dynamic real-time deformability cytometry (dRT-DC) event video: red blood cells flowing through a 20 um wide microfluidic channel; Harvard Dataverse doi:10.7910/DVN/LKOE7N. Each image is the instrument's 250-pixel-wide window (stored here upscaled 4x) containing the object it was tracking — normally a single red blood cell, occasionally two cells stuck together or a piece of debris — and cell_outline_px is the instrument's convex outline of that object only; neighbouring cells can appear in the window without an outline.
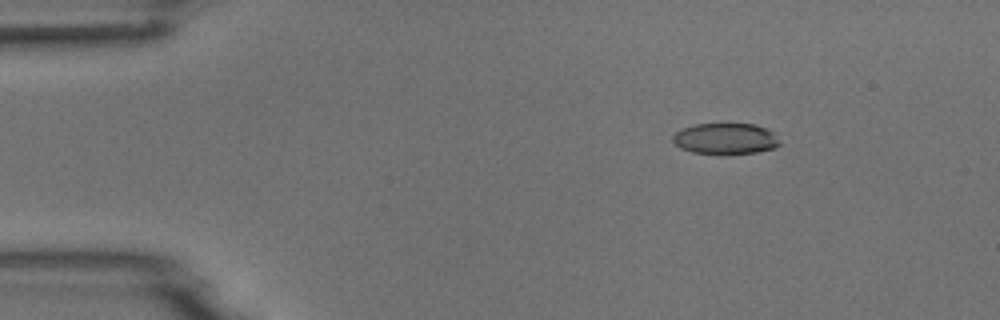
{"species": "common noctule bat (a hibernating species)", "species_latin": "Nyctalus noctula", "temperature_condition": "room temperature", "stored_images_in_passage": 6, "camera_frame_rate_fps": 3000, "um_per_image_px": 0.085, "animal": {"sex": "male", "body_mass_g": 18.8}, "frame": {"image": 1, "passage_image": 3, "time_ms": 2.333, "image_size_px": [1000, 320], "cell_outline_px": [[780, 144], [772, 148], [756, 152], [692, 152], [680, 148], [672, 140], [672, 136], [676, 132], [684, 128], [696, 124], [756, 124], [772, 132]], "centroid_in_image_um": [61.63, 11.76], "position_along_channel_um": 23.4, "area_um2": 18.55}}
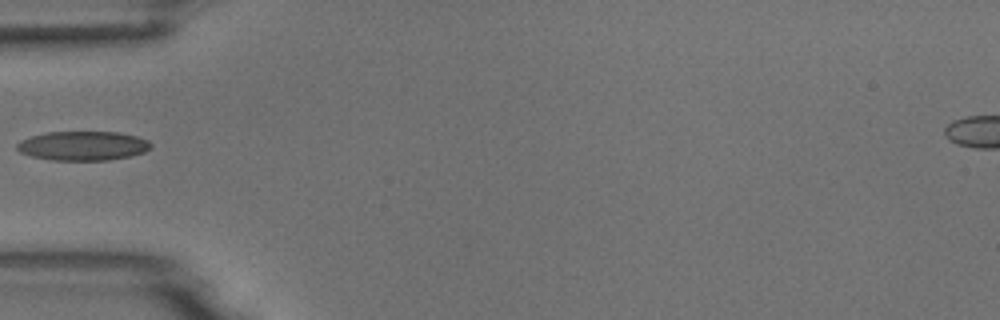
{"frame": {"image": 2, "passage_image": 6, "time_ms": 5.667, "image_size_px": [1000, 320], "cell_outline_px": [[152, 144], [144, 152], [132, 156], [108, 160], [52, 160], [32, 156], [20, 152], [16, 148], [16, 144], [20, 140], [44, 132], [116, 132], [136, 136], [148, 140]], "centroid_in_image_um": [7.03, 12.39], "position_along_channel_um": 78.0, "area_um2": 22.77}}